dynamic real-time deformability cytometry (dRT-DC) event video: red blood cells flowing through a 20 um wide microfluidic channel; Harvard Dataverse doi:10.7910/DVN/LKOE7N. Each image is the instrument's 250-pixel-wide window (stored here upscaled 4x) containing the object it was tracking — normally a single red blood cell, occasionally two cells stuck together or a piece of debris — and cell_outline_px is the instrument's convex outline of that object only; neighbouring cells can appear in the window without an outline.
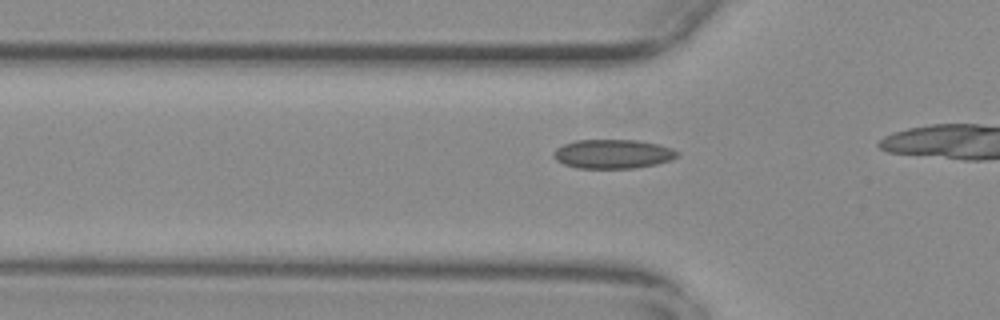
{"species": "common noctule bat (a hibernating species)", "species_latin": "Nyctalus noctula", "temperature_condition": "warm", "stored_images_in_passage": 12, "camera_frame_rate_fps": 3000, "um_per_image_px": 0.085, "animal": {"sex": "female", "body_mass_g": 29.2, "forearm_length_mm": 56.3}, "frame": {"image": 1, "passage_image": 9, "time_ms": 2.667, "image_size_px": [1000, 320], "cell_outline_px": [[680, 152], [672, 160], [656, 164], [632, 168], [576, 168], [564, 164], [556, 160], [552, 152], [556, 148], [564, 144], [576, 140], [640, 140], [672, 148]], "centroid_in_image_um": [52.08, 13.08], "position_along_channel_um": 73.7, "area_um2": 20.98}}